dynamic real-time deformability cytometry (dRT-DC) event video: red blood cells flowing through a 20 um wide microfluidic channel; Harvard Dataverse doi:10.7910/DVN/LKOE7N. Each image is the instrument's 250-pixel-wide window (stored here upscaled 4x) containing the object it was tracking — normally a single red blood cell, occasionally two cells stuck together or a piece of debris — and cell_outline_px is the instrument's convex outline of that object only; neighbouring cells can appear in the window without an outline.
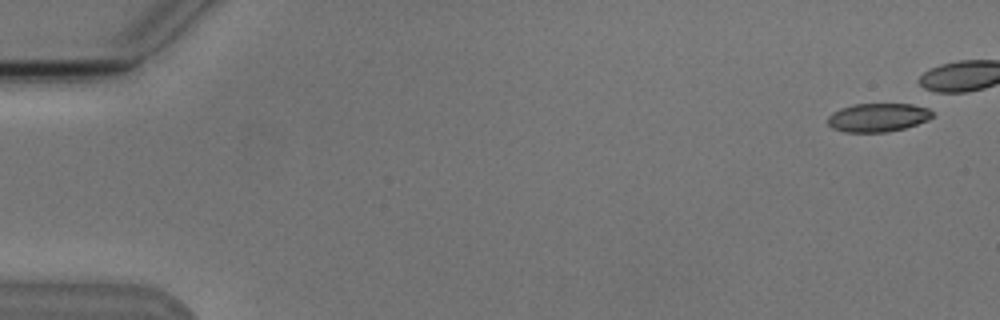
{"species": "Egyptian fruit bat (a non-hibernating species)", "species_latin": "Rousettus aegyptiacus", "temperature_condition": "cold", "stored_images_in_passage": 6, "camera_frame_rate_fps": 3000, "um_per_image_px": 0.085, "animal": {"sex": "male"}, "frame": {"image": 1, "passage_image": 1, "time_ms": 0.0, "image_size_px": [1000, 320], "cell_outline_px": [[932, 116], [928, 120], [904, 128], [888, 132], [844, 132], [832, 128], [828, 124], [828, 116], [832, 112], [840, 108], [852, 104], [912, 104], [928, 108], [932, 112]], "centroid_in_image_um": [74.59, 9.98], "position_along_channel_um": 10.4, "area_um2": 17.46}}
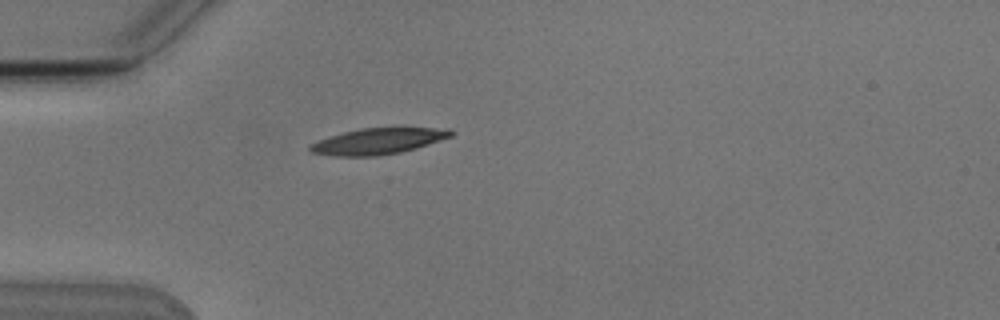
{"frame": {"image": 2, "passage_image": 6, "time_ms": 6.0, "image_size_px": [1000, 320], "cell_outline_px": [[456, 132], [452, 136], [416, 148], [400, 152], [376, 156], [332, 156], [312, 152], [308, 148], [308, 144], [344, 132], [360, 128], [452, 128]], "centroid_in_image_um": [32.16, 12.0], "position_along_channel_um": 52.8, "area_um2": 21.27}}